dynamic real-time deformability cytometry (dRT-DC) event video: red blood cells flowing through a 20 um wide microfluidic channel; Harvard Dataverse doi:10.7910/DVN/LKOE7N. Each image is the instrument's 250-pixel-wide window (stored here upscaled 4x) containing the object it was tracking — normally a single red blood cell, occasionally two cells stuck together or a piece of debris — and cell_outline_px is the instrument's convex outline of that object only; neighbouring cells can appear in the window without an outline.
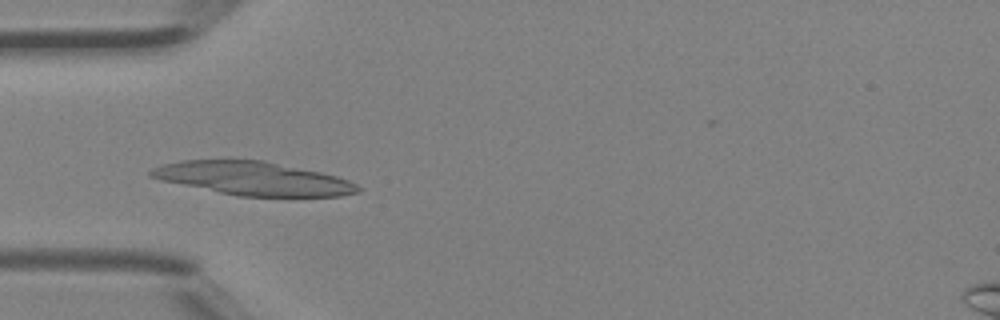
{"species": "Egyptian fruit bat (a non-hibernating species)", "species_latin": "Rousettus aegyptiacus", "temperature_condition": "room temperature", "stored_images_in_passage": 45, "camera_frame_rate_fps": 3000, "um_per_image_px": 0.085, "animal": {"sex": "female"}, "frame": {"image": 1, "passage_image": 14, "time_ms": 4.333, "image_size_px": [1000, 320], "cell_outline_px": [[364, 188], [360, 192], [340, 196], [236, 196], [160, 180], [148, 176], [148, 172], [152, 168], [160, 164], [180, 160], [264, 160], [320, 172], [336, 176], [348, 180]], "centroid_in_image_um": [21.5, 15.17], "position_along_channel_um": 63.5, "area_um2": 40.46}}
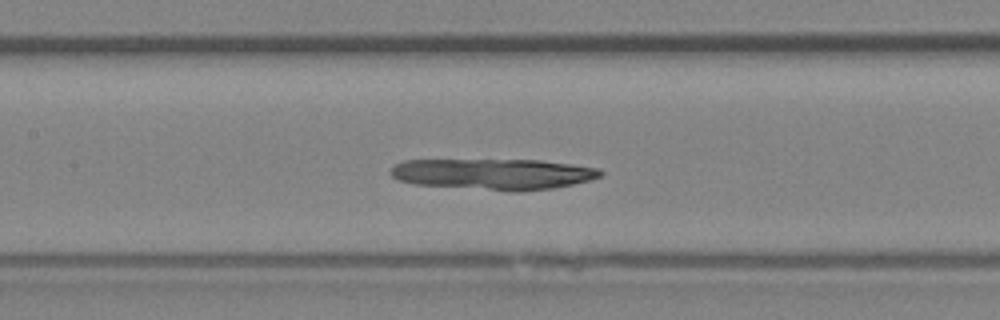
{"frame": {"image": 2, "passage_image": 21, "time_ms": 6.667, "image_size_px": [1000, 320], "cell_outline_px": [[604, 172], [600, 176], [592, 180], [552, 188], [520, 192], [516, 192], [416, 184], [396, 180], [388, 172], [396, 164], [404, 160], [540, 160], [572, 164], [600, 168]], "centroid_in_image_um": [41.96, 14.8], "position_along_channel_um": 165.4, "area_um2": 38.03}}
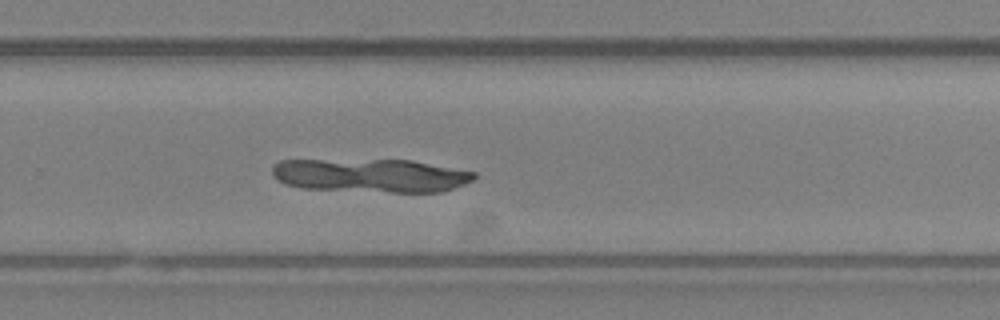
{"frame": {"image": 3, "passage_image": 30, "time_ms": 9.667, "image_size_px": [1000, 320], "cell_outline_px": [[476, 176], [472, 180], [464, 184], [440, 192], [392, 192], [300, 188], [284, 184], [272, 172], [272, 164], [280, 160], [412, 160], [476, 172]], "centroid_in_image_um": [31.51, 14.91], "position_along_channel_um": 298.3, "area_um2": 39.36}}